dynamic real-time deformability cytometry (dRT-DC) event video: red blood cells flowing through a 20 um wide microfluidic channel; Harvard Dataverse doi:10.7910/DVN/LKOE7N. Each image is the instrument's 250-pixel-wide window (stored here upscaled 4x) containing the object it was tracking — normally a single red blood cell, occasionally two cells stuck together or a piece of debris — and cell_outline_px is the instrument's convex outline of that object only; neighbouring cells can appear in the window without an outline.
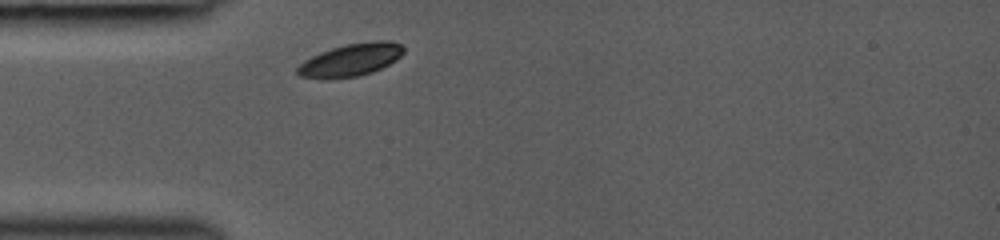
{"species": "common noctule bat (a hibernating species)", "species_latin": "Nyctalus noctula", "temperature_condition": "room temperature", "stored_images_in_passage": 13, "camera_frame_rate_fps": 3000, "um_per_image_px": 0.085, "animal": {"sex": "female", "body_mass_g": 19.0, "forearm_length_mm": 53.3}, "frame": {"image": 1, "passage_image": 1, "time_ms": 0.0, "image_size_px": [1000, 240], "cell_outline_px": [[404, 52], [396, 60], [372, 72], [360, 76], [328, 80], [324, 80], [300, 76], [296, 72], [296, 68], [304, 60], [320, 52], [332, 48], [348, 44], [372, 40], [388, 40], [400, 44], [404, 48]], "centroid_in_image_um": [29.79, 5.11], "position_along_channel_um": 55.2, "area_um2": 20.4}}
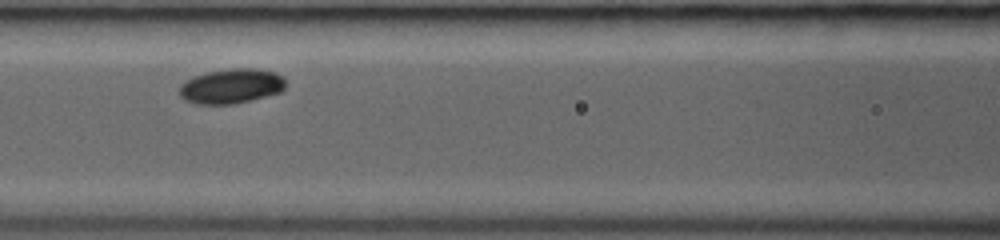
{"frame": {"image": 2, "passage_image": 7, "time_ms": 2.333, "image_size_px": [1000, 240], "cell_outline_px": [[284, 88], [280, 92], [252, 100], [232, 104], [196, 104], [184, 100], [180, 96], [180, 84], [184, 80], [192, 76], [208, 72], [232, 68], [256, 68], [276, 72], [284, 76]], "centroid_in_image_um": [19.64, 7.31], "position_along_channel_um": 147.0, "area_um2": 21.73}}
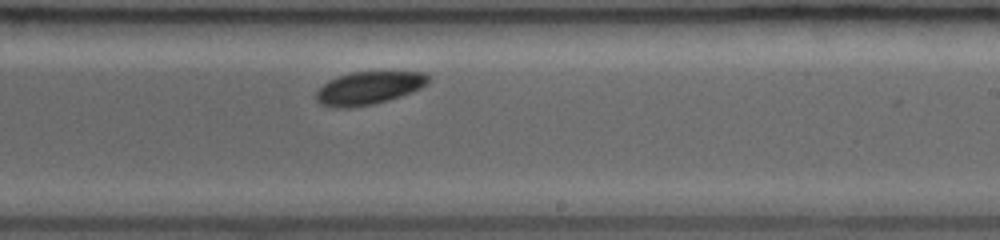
{"frame": {"image": 3, "passage_image": 13, "time_ms": 5.0, "image_size_px": [1000, 240], "cell_outline_px": [[428, 80], [420, 88], [400, 96], [388, 100], [372, 104], [352, 108], [336, 108], [320, 104], [316, 100], [316, 92], [328, 80], [352, 72], [424, 72], [428, 76]], "centroid_in_image_um": [31.29, 7.49], "position_along_channel_um": 257.7, "area_um2": 21.21}}